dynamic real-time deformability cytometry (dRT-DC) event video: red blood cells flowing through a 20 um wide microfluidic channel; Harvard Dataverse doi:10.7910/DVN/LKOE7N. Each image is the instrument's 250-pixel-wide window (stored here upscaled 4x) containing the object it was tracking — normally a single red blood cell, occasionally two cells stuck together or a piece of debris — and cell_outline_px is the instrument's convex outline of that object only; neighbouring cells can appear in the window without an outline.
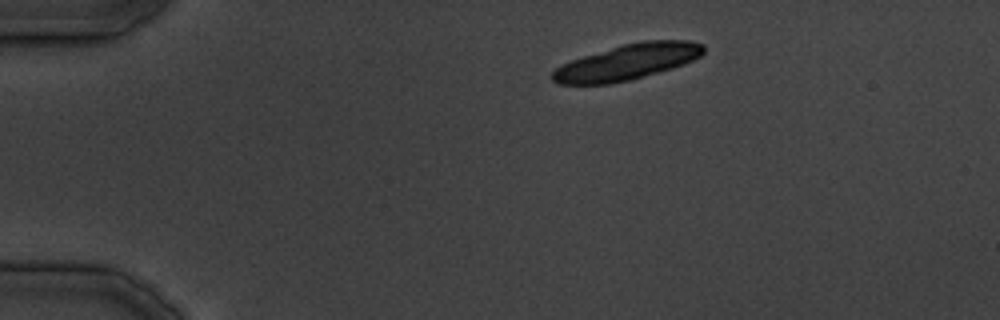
{"species": "common noctule bat (a hibernating species)", "species_latin": "Nyctalus noctula", "temperature_condition": "cold", "stored_images_in_passage": 18, "camera_frame_rate_fps": 3000, "um_per_image_px": 0.085, "animal": {"sex": "male", "body_mass_g": 19.5, "forearm_length_mm": 54.6}, "frame": {"image": 1, "passage_image": 1, "time_ms": 0.0, "image_size_px": [1000, 320], "cell_outline_px": [[704, 52], [700, 56], [684, 64], [672, 68], [628, 80], [608, 84], [556, 84], [552, 80], [552, 72], [556, 68], [572, 60], [584, 56], [624, 44], [644, 40], [688, 40], [704, 44]], "centroid_in_image_um": [53.34, 5.27], "position_along_channel_um": 31.7, "area_um2": 30.98}}